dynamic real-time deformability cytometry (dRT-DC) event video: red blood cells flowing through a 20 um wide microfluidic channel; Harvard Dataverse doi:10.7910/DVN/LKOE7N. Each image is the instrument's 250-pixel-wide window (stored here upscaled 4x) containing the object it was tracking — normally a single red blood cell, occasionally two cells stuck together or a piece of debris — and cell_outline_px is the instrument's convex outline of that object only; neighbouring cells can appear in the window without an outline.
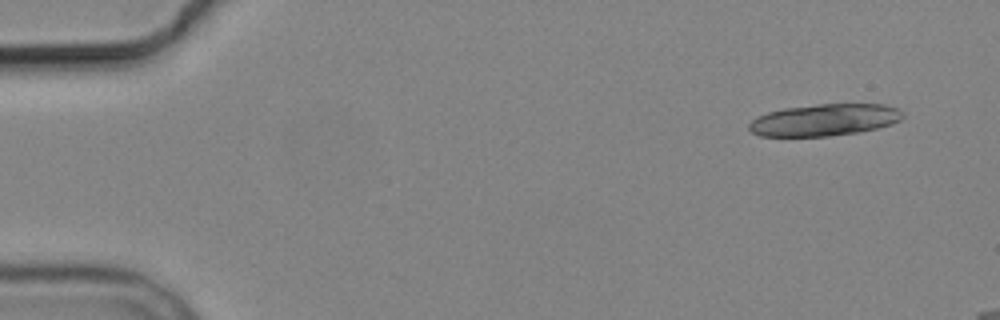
{"species": "common noctule bat (a hibernating species)", "species_latin": "Nyctalus noctula", "temperature_condition": "cold", "stored_images_in_passage": 4, "camera_frame_rate_fps": 3000, "um_per_image_px": 0.085, "animal": {"sex": "male", "body_mass_g": 19.2, "forearm_length_mm": 51.8}, "frame": {"image": 1, "passage_image": 1, "time_ms": 0.0, "image_size_px": [1000, 320], "cell_outline_px": [[904, 116], [900, 120], [892, 124], [860, 132], [828, 136], [760, 136], [752, 132], [748, 128], [748, 124], [756, 116], [768, 112], [784, 108], [816, 104], [884, 104], [900, 108], [904, 112]], "centroid_in_image_um": [70.1, 10.18], "position_along_channel_um": 14.9, "area_um2": 28.78}}